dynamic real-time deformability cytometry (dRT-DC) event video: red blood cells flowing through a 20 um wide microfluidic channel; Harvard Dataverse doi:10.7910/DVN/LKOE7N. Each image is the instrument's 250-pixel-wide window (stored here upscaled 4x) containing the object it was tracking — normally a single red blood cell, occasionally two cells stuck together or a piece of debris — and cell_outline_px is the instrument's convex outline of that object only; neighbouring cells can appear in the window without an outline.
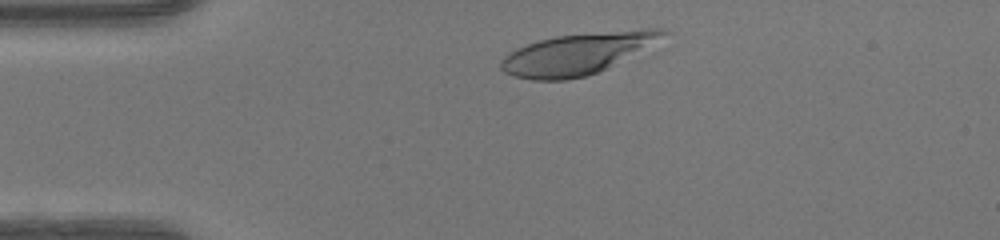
{"species": "human", "species_latin": "Homo sapiens", "temperature_condition": "warm", "stored_images_in_passage": 33, "camera_frame_rate_fps": 3000, "um_per_image_px": 0.085, "donor": {"sex": "female"}, "frame": {"image": 1, "passage_image": 3, "time_ms": 0.667, "image_size_px": [1000, 240], "cell_outline_px": [[672, 32], [604, 68], [596, 72], [584, 76], [568, 80], [532, 80], [516, 76], [504, 72], [500, 68], [500, 60], [508, 52], [516, 48], [540, 40], [556, 36], [644, 28], [660, 28]], "centroid_in_image_um": [48.97, 4.56], "position_along_channel_um": 36.0, "area_um2": 37.97}}
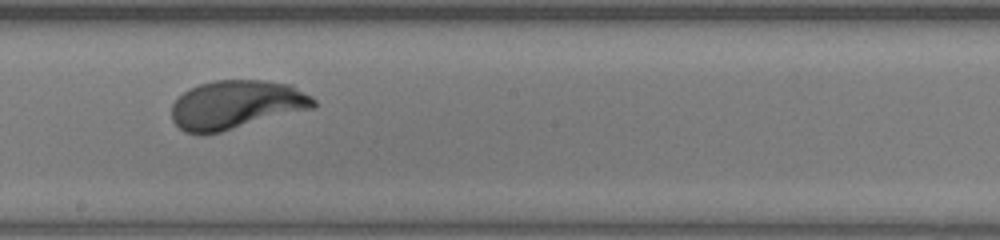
{"frame": {"image": 2, "passage_image": 20, "time_ms": 6.333, "image_size_px": [1000, 240], "cell_outline_px": [[316, 108], [204, 136], [184, 132], [172, 120], [172, 104], [188, 88], [200, 84], [216, 80], [264, 80], [292, 84], [312, 96], [316, 100]], "centroid_in_image_um": [20.11, 8.91], "position_along_channel_um": 228.1, "area_um2": 40.81}}
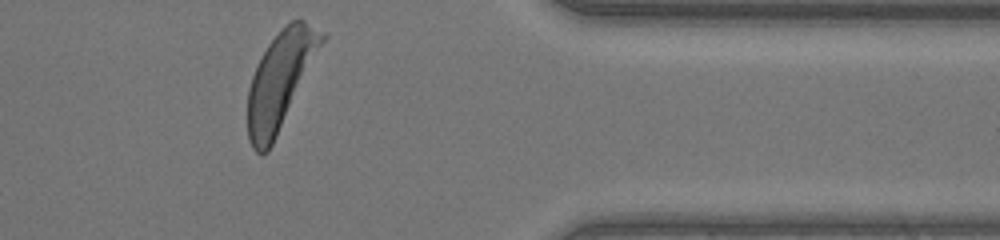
{"frame": {"image": 3, "passage_image": 33, "time_ms": 10.667, "image_size_px": [1000, 240], "cell_outline_px": [[328, 36], [268, 152], [256, 152], [252, 148], [248, 140], [248, 88], [252, 76], [260, 56], [268, 44], [280, 28], [292, 20], [304, 20], [324, 32]], "centroid_in_image_um": [23.84, 6.78], "position_along_channel_um": 387.6, "area_um2": 41.67}, "authors_computed_cell_mechanics": {"area_um2": 39.9398, "velocity_mm_per_s": 4.137, "shape_relaxation_time_tau1_ms": 2.328, "shape_relaxation_time_tau2_ms": null, "deformation_change_tau1": 0.1956, "deformation_change_tau2": null}}